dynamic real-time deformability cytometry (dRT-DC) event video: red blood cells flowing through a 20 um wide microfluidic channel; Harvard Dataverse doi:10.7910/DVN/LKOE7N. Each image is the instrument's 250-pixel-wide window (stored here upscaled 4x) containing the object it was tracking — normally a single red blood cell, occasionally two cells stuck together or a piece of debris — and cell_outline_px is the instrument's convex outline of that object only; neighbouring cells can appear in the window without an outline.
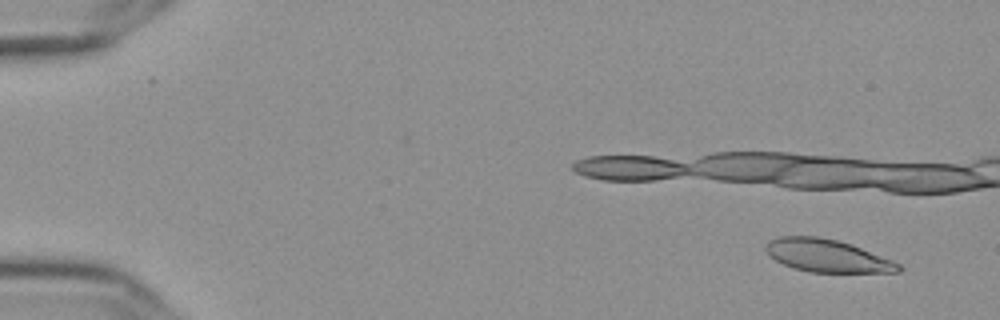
{"species": "Egyptian fruit bat (a non-hibernating species)", "species_latin": "Rousettus aegyptiacus", "temperature_condition": "cold", "stored_images_in_passage": 13, "camera_frame_rate_fps": 3000, "um_per_image_px": 0.085, "frame": {"image": 1, "passage_image": 4, "time_ms": 1.0, "image_size_px": [1000, 320], "cell_outline_px": [[904, 268], [900, 272], [812, 272], [796, 268], [784, 264], [776, 260], [764, 248], [772, 240], [780, 236], [816, 236], [836, 240], [860, 248], [892, 260], [900, 264]], "centroid_in_image_um": [70.34, 21.74], "position_along_channel_um": 14.7, "area_um2": 24.68}}